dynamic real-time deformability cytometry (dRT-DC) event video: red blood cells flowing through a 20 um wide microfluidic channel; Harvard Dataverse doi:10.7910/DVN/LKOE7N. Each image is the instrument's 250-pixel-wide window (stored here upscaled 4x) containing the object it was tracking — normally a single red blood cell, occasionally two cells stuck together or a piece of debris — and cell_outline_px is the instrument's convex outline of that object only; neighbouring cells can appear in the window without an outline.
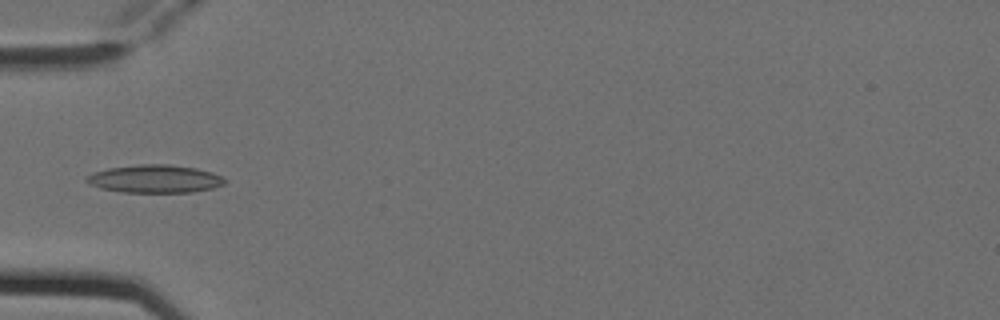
{"species": "Egyptian fruit bat (a non-hibernating species)", "species_latin": "Rousettus aegyptiacus", "temperature_condition": "cold", "stored_images_in_passage": 5, "camera_frame_rate_fps": 3000, "um_per_image_px": 0.085, "animal": {"sex": "female"}, "frame": {"image": 1, "passage_image": 5, "time_ms": 1.333, "image_size_px": [1000, 320], "cell_outline_px": [[224, 184], [212, 188], [192, 192], [124, 192], [100, 188], [84, 180], [84, 176], [92, 172], [108, 168], [140, 164], [168, 164], [196, 168], [212, 172], [220, 176], [224, 180]], "centroid_in_image_um": [13.12, 15.19], "position_along_channel_um": 71.9, "area_um2": 22.43}}